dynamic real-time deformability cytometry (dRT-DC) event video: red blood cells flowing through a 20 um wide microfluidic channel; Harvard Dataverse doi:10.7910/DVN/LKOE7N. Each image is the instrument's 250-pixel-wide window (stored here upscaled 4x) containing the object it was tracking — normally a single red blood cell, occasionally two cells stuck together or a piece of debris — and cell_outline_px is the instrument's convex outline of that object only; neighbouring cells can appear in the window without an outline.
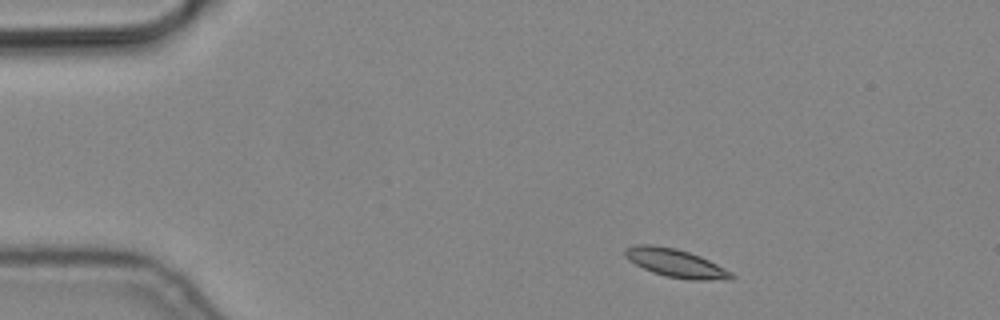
{"species": "common noctule bat (a hibernating species)", "species_latin": "Nyctalus noctula", "temperature_condition": "cold", "stored_images_in_passage": 4, "camera_frame_rate_fps": 3000, "um_per_image_px": 0.085, "animal": {"sex": "male", "body_mass_g": 19.2, "forearm_length_mm": 51.8}, "frame": {"image": 1, "passage_image": 1, "time_ms": 0.0, "image_size_px": [1000, 320], "cell_outline_px": [[736, 276], [732, 280], [692, 280], [664, 276], [652, 272], [628, 260], [624, 256], [624, 248], [636, 244], [652, 244], [676, 248], [700, 256], [732, 272]], "centroid_in_image_um": [57.43, 22.36], "position_along_channel_um": 27.6, "area_um2": 17.69}}